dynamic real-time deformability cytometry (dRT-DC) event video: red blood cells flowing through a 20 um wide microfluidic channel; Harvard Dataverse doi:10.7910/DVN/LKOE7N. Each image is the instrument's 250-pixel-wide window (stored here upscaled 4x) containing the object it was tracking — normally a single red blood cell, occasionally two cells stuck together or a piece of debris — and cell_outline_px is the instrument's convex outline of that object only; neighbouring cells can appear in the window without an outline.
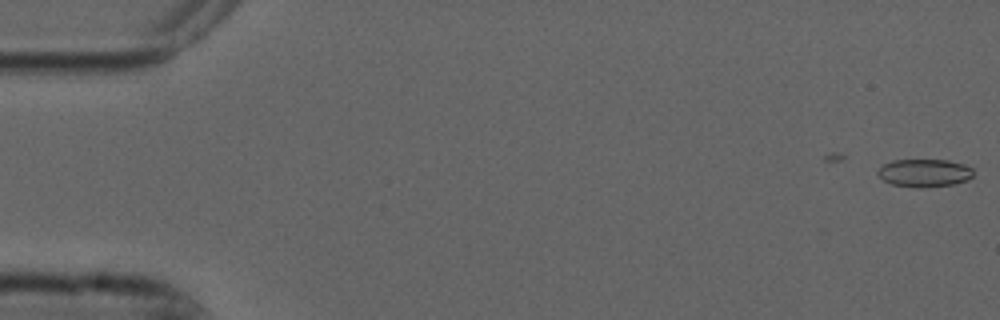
{"species": "common noctule bat (a hibernating species)", "species_latin": "Nyctalus noctula", "temperature_condition": "cold", "stored_images_in_passage": 2, "camera_frame_rate_fps": 3000, "um_per_image_px": 0.085, "animal": {"sex": "male", "forearm_length_mm": 52.5}, "frame": {"image": 1, "passage_image": 1, "time_ms": 0.0, "image_size_px": [1000, 320], "cell_outline_px": [[972, 176], [968, 180], [952, 184], [920, 188], [916, 188], [892, 184], [884, 180], [876, 172], [884, 164], [892, 160], [948, 160], [964, 164], [972, 168]], "centroid_in_image_um": [78.58, 14.7], "position_along_channel_um": 6.4, "area_um2": 15.43}}